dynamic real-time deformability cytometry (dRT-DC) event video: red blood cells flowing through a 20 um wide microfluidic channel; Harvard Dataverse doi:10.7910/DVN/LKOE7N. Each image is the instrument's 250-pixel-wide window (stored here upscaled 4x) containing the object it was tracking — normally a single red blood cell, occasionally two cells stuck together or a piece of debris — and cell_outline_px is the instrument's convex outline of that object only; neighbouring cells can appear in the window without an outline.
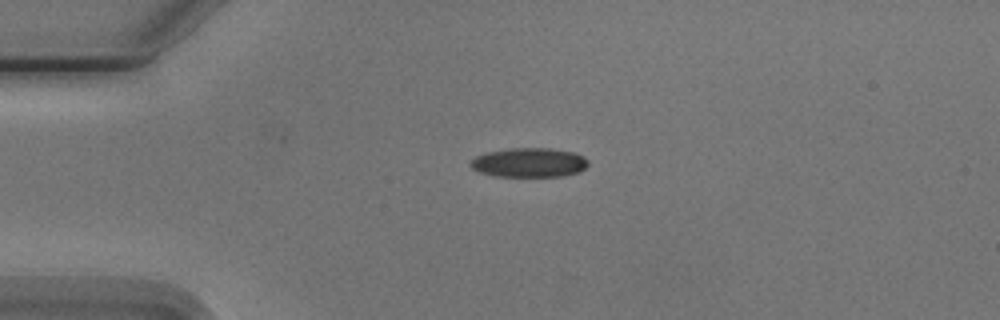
{"species": "Egyptian fruit bat (a non-hibernating species)", "species_latin": "Rousettus aegyptiacus", "temperature_condition": "cold", "stored_images_in_passage": 4, "camera_frame_rate_fps": 3000, "um_per_image_px": 0.085, "animal": {"sex": "male"}, "frame": {"image": 1, "passage_image": 3, "time_ms": 2.333, "image_size_px": [1000, 320], "cell_outline_px": [[588, 164], [580, 172], [564, 176], [496, 176], [480, 172], [472, 168], [468, 164], [476, 156], [488, 152], [508, 148], [548, 148], [572, 152], [584, 156], [588, 160]], "centroid_in_image_um": [44.99, 13.82], "position_along_channel_um": 40.0, "area_um2": 20.06}}